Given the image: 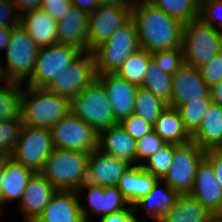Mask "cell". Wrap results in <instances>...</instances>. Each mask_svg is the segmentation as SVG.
I'll use <instances>...</instances> for the list:
<instances>
[{
	"instance_id": "cell-25",
	"label": "cell",
	"mask_w": 222,
	"mask_h": 222,
	"mask_svg": "<svg viewBox=\"0 0 222 222\" xmlns=\"http://www.w3.org/2000/svg\"><path fill=\"white\" fill-rule=\"evenodd\" d=\"M159 179L139 165H131L120 177L117 185L130 206L144 198Z\"/></svg>"
},
{
	"instance_id": "cell-12",
	"label": "cell",
	"mask_w": 222,
	"mask_h": 222,
	"mask_svg": "<svg viewBox=\"0 0 222 222\" xmlns=\"http://www.w3.org/2000/svg\"><path fill=\"white\" fill-rule=\"evenodd\" d=\"M77 193L85 222H95L90 218L91 215L95 214V216H100L98 217L99 221L104 216L125 210L129 206V203L123 197L117 186H100L86 181L78 188ZM83 197L85 200L87 199V208L83 205Z\"/></svg>"
},
{
	"instance_id": "cell-6",
	"label": "cell",
	"mask_w": 222,
	"mask_h": 222,
	"mask_svg": "<svg viewBox=\"0 0 222 222\" xmlns=\"http://www.w3.org/2000/svg\"><path fill=\"white\" fill-rule=\"evenodd\" d=\"M139 48L136 24L131 18L92 51L96 75L116 73L122 63Z\"/></svg>"
},
{
	"instance_id": "cell-4",
	"label": "cell",
	"mask_w": 222,
	"mask_h": 222,
	"mask_svg": "<svg viewBox=\"0 0 222 222\" xmlns=\"http://www.w3.org/2000/svg\"><path fill=\"white\" fill-rule=\"evenodd\" d=\"M39 49L21 25L11 28L5 63L0 60L3 81L27 84L35 69Z\"/></svg>"
},
{
	"instance_id": "cell-43",
	"label": "cell",
	"mask_w": 222,
	"mask_h": 222,
	"mask_svg": "<svg viewBox=\"0 0 222 222\" xmlns=\"http://www.w3.org/2000/svg\"><path fill=\"white\" fill-rule=\"evenodd\" d=\"M20 19L12 0H0V27L15 28L20 26Z\"/></svg>"
},
{
	"instance_id": "cell-27",
	"label": "cell",
	"mask_w": 222,
	"mask_h": 222,
	"mask_svg": "<svg viewBox=\"0 0 222 222\" xmlns=\"http://www.w3.org/2000/svg\"><path fill=\"white\" fill-rule=\"evenodd\" d=\"M35 174L33 170L10 157L4 158V174L2 179V194L4 205L13 200H21L29 180Z\"/></svg>"
},
{
	"instance_id": "cell-11",
	"label": "cell",
	"mask_w": 222,
	"mask_h": 222,
	"mask_svg": "<svg viewBox=\"0 0 222 222\" xmlns=\"http://www.w3.org/2000/svg\"><path fill=\"white\" fill-rule=\"evenodd\" d=\"M204 157L205 151L192 140L177 145L172 165L162 180L179 194L190 193L197 167Z\"/></svg>"
},
{
	"instance_id": "cell-51",
	"label": "cell",
	"mask_w": 222,
	"mask_h": 222,
	"mask_svg": "<svg viewBox=\"0 0 222 222\" xmlns=\"http://www.w3.org/2000/svg\"><path fill=\"white\" fill-rule=\"evenodd\" d=\"M10 35L11 28L0 27V50H6V47L9 44Z\"/></svg>"
},
{
	"instance_id": "cell-26",
	"label": "cell",
	"mask_w": 222,
	"mask_h": 222,
	"mask_svg": "<svg viewBox=\"0 0 222 222\" xmlns=\"http://www.w3.org/2000/svg\"><path fill=\"white\" fill-rule=\"evenodd\" d=\"M191 136L204 151L222 149V106L211 103L200 127Z\"/></svg>"
},
{
	"instance_id": "cell-17",
	"label": "cell",
	"mask_w": 222,
	"mask_h": 222,
	"mask_svg": "<svg viewBox=\"0 0 222 222\" xmlns=\"http://www.w3.org/2000/svg\"><path fill=\"white\" fill-rule=\"evenodd\" d=\"M104 86L117 123L134 112L137 92L135 84L119 77L116 73H106L96 77Z\"/></svg>"
},
{
	"instance_id": "cell-22",
	"label": "cell",
	"mask_w": 222,
	"mask_h": 222,
	"mask_svg": "<svg viewBox=\"0 0 222 222\" xmlns=\"http://www.w3.org/2000/svg\"><path fill=\"white\" fill-rule=\"evenodd\" d=\"M37 220L39 222H85L77 191L57 190Z\"/></svg>"
},
{
	"instance_id": "cell-47",
	"label": "cell",
	"mask_w": 222,
	"mask_h": 222,
	"mask_svg": "<svg viewBox=\"0 0 222 222\" xmlns=\"http://www.w3.org/2000/svg\"><path fill=\"white\" fill-rule=\"evenodd\" d=\"M12 3L20 17L41 8L40 0H12Z\"/></svg>"
},
{
	"instance_id": "cell-5",
	"label": "cell",
	"mask_w": 222,
	"mask_h": 222,
	"mask_svg": "<svg viewBox=\"0 0 222 222\" xmlns=\"http://www.w3.org/2000/svg\"><path fill=\"white\" fill-rule=\"evenodd\" d=\"M181 47L184 63L199 68L222 50V31L196 18L183 24Z\"/></svg>"
},
{
	"instance_id": "cell-50",
	"label": "cell",
	"mask_w": 222,
	"mask_h": 222,
	"mask_svg": "<svg viewBox=\"0 0 222 222\" xmlns=\"http://www.w3.org/2000/svg\"><path fill=\"white\" fill-rule=\"evenodd\" d=\"M209 90L212 103L222 106V80L213 85Z\"/></svg>"
},
{
	"instance_id": "cell-1",
	"label": "cell",
	"mask_w": 222,
	"mask_h": 222,
	"mask_svg": "<svg viewBox=\"0 0 222 222\" xmlns=\"http://www.w3.org/2000/svg\"><path fill=\"white\" fill-rule=\"evenodd\" d=\"M140 48L150 53L182 48L183 23L142 0L132 9Z\"/></svg>"
},
{
	"instance_id": "cell-13",
	"label": "cell",
	"mask_w": 222,
	"mask_h": 222,
	"mask_svg": "<svg viewBox=\"0 0 222 222\" xmlns=\"http://www.w3.org/2000/svg\"><path fill=\"white\" fill-rule=\"evenodd\" d=\"M96 77L93 53L83 52L45 88L52 93L72 99Z\"/></svg>"
},
{
	"instance_id": "cell-21",
	"label": "cell",
	"mask_w": 222,
	"mask_h": 222,
	"mask_svg": "<svg viewBox=\"0 0 222 222\" xmlns=\"http://www.w3.org/2000/svg\"><path fill=\"white\" fill-rule=\"evenodd\" d=\"M57 189L40 173H35L24 189L18 209L23 219H38Z\"/></svg>"
},
{
	"instance_id": "cell-35",
	"label": "cell",
	"mask_w": 222,
	"mask_h": 222,
	"mask_svg": "<svg viewBox=\"0 0 222 222\" xmlns=\"http://www.w3.org/2000/svg\"><path fill=\"white\" fill-rule=\"evenodd\" d=\"M212 103L210 93L202 99L190 100L176 109L179 111L186 130L192 135L202 122L203 116Z\"/></svg>"
},
{
	"instance_id": "cell-29",
	"label": "cell",
	"mask_w": 222,
	"mask_h": 222,
	"mask_svg": "<svg viewBox=\"0 0 222 222\" xmlns=\"http://www.w3.org/2000/svg\"><path fill=\"white\" fill-rule=\"evenodd\" d=\"M153 131L166 143L185 144L192 140L176 108L167 107L155 121Z\"/></svg>"
},
{
	"instance_id": "cell-3",
	"label": "cell",
	"mask_w": 222,
	"mask_h": 222,
	"mask_svg": "<svg viewBox=\"0 0 222 222\" xmlns=\"http://www.w3.org/2000/svg\"><path fill=\"white\" fill-rule=\"evenodd\" d=\"M89 153L54 148L39 172L57 190L77 191L87 181Z\"/></svg>"
},
{
	"instance_id": "cell-48",
	"label": "cell",
	"mask_w": 222,
	"mask_h": 222,
	"mask_svg": "<svg viewBox=\"0 0 222 222\" xmlns=\"http://www.w3.org/2000/svg\"><path fill=\"white\" fill-rule=\"evenodd\" d=\"M142 0H98L99 4L133 9Z\"/></svg>"
},
{
	"instance_id": "cell-19",
	"label": "cell",
	"mask_w": 222,
	"mask_h": 222,
	"mask_svg": "<svg viewBox=\"0 0 222 222\" xmlns=\"http://www.w3.org/2000/svg\"><path fill=\"white\" fill-rule=\"evenodd\" d=\"M89 13L72 5L68 12L57 21L58 43L78 48L82 52L88 50Z\"/></svg>"
},
{
	"instance_id": "cell-10",
	"label": "cell",
	"mask_w": 222,
	"mask_h": 222,
	"mask_svg": "<svg viewBox=\"0 0 222 222\" xmlns=\"http://www.w3.org/2000/svg\"><path fill=\"white\" fill-rule=\"evenodd\" d=\"M82 53L76 47L59 43L40 48L32 77L25 86L45 88Z\"/></svg>"
},
{
	"instance_id": "cell-38",
	"label": "cell",
	"mask_w": 222,
	"mask_h": 222,
	"mask_svg": "<svg viewBox=\"0 0 222 222\" xmlns=\"http://www.w3.org/2000/svg\"><path fill=\"white\" fill-rule=\"evenodd\" d=\"M165 144L166 142L154 131L145 134L142 138L136 141V165L141 166Z\"/></svg>"
},
{
	"instance_id": "cell-16",
	"label": "cell",
	"mask_w": 222,
	"mask_h": 222,
	"mask_svg": "<svg viewBox=\"0 0 222 222\" xmlns=\"http://www.w3.org/2000/svg\"><path fill=\"white\" fill-rule=\"evenodd\" d=\"M213 216L222 211V187L212 164L204 157L196 170L190 192Z\"/></svg>"
},
{
	"instance_id": "cell-34",
	"label": "cell",
	"mask_w": 222,
	"mask_h": 222,
	"mask_svg": "<svg viewBox=\"0 0 222 222\" xmlns=\"http://www.w3.org/2000/svg\"><path fill=\"white\" fill-rule=\"evenodd\" d=\"M167 15L186 24L198 18L199 0H147Z\"/></svg>"
},
{
	"instance_id": "cell-23",
	"label": "cell",
	"mask_w": 222,
	"mask_h": 222,
	"mask_svg": "<svg viewBox=\"0 0 222 222\" xmlns=\"http://www.w3.org/2000/svg\"><path fill=\"white\" fill-rule=\"evenodd\" d=\"M98 149L136 165V140L117 123L98 133Z\"/></svg>"
},
{
	"instance_id": "cell-32",
	"label": "cell",
	"mask_w": 222,
	"mask_h": 222,
	"mask_svg": "<svg viewBox=\"0 0 222 222\" xmlns=\"http://www.w3.org/2000/svg\"><path fill=\"white\" fill-rule=\"evenodd\" d=\"M168 107V104L161 98L154 95L150 90L142 86L137 87L134 114L140 116L147 122L154 125L159 115Z\"/></svg>"
},
{
	"instance_id": "cell-53",
	"label": "cell",
	"mask_w": 222,
	"mask_h": 222,
	"mask_svg": "<svg viewBox=\"0 0 222 222\" xmlns=\"http://www.w3.org/2000/svg\"><path fill=\"white\" fill-rule=\"evenodd\" d=\"M208 222H220L219 218L217 216H214L211 220Z\"/></svg>"
},
{
	"instance_id": "cell-39",
	"label": "cell",
	"mask_w": 222,
	"mask_h": 222,
	"mask_svg": "<svg viewBox=\"0 0 222 222\" xmlns=\"http://www.w3.org/2000/svg\"><path fill=\"white\" fill-rule=\"evenodd\" d=\"M152 58L169 75H173L184 64L182 48L157 51L152 53Z\"/></svg>"
},
{
	"instance_id": "cell-40",
	"label": "cell",
	"mask_w": 222,
	"mask_h": 222,
	"mask_svg": "<svg viewBox=\"0 0 222 222\" xmlns=\"http://www.w3.org/2000/svg\"><path fill=\"white\" fill-rule=\"evenodd\" d=\"M198 18L222 31V0H199Z\"/></svg>"
},
{
	"instance_id": "cell-45",
	"label": "cell",
	"mask_w": 222,
	"mask_h": 222,
	"mask_svg": "<svg viewBox=\"0 0 222 222\" xmlns=\"http://www.w3.org/2000/svg\"><path fill=\"white\" fill-rule=\"evenodd\" d=\"M97 222H138V220L135 217L133 206L129 205L125 210L113 212Z\"/></svg>"
},
{
	"instance_id": "cell-46",
	"label": "cell",
	"mask_w": 222,
	"mask_h": 222,
	"mask_svg": "<svg viewBox=\"0 0 222 222\" xmlns=\"http://www.w3.org/2000/svg\"><path fill=\"white\" fill-rule=\"evenodd\" d=\"M205 158L212 164L217 180L222 187V149L205 151Z\"/></svg>"
},
{
	"instance_id": "cell-14",
	"label": "cell",
	"mask_w": 222,
	"mask_h": 222,
	"mask_svg": "<svg viewBox=\"0 0 222 222\" xmlns=\"http://www.w3.org/2000/svg\"><path fill=\"white\" fill-rule=\"evenodd\" d=\"M132 18V10L125 7L99 4L89 13L88 50L92 52L107 41L112 34Z\"/></svg>"
},
{
	"instance_id": "cell-36",
	"label": "cell",
	"mask_w": 222,
	"mask_h": 222,
	"mask_svg": "<svg viewBox=\"0 0 222 222\" xmlns=\"http://www.w3.org/2000/svg\"><path fill=\"white\" fill-rule=\"evenodd\" d=\"M176 144L166 143L157 150L141 167L158 179H163L172 165Z\"/></svg>"
},
{
	"instance_id": "cell-56",
	"label": "cell",
	"mask_w": 222,
	"mask_h": 222,
	"mask_svg": "<svg viewBox=\"0 0 222 222\" xmlns=\"http://www.w3.org/2000/svg\"><path fill=\"white\" fill-rule=\"evenodd\" d=\"M0 82L1 83L3 82V78H2V75H1V70H0Z\"/></svg>"
},
{
	"instance_id": "cell-20",
	"label": "cell",
	"mask_w": 222,
	"mask_h": 222,
	"mask_svg": "<svg viewBox=\"0 0 222 222\" xmlns=\"http://www.w3.org/2000/svg\"><path fill=\"white\" fill-rule=\"evenodd\" d=\"M178 195L179 193L177 191L173 190L163 180L159 179L152 190L133 205L136 219L138 222H145V220L142 219H144V216H147L149 220H152L150 222H160L163 215L176 202ZM139 210H141L142 214L145 212L143 217Z\"/></svg>"
},
{
	"instance_id": "cell-44",
	"label": "cell",
	"mask_w": 222,
	"mask_h": 222,
	"mask_svg": "<svg viewBox=\"0 0 222 222\" xmlns=\"http://www.w3.org/2000/svg\"><path fill=\"white\" fill-rule=\"evenodd\" d=\"M40 4L55 21H59L72 6L71 0H40Z\"/></svg>"
},
{
	"instance_id": "cell-54",
	"label": "cell",
	"mask_w": 222,
	"mask_h": 222,
	"mask_svg": "<svg viewBox=\"0 0 222 222\" xmlns=\"http://www.w3.org/2000/svg\"><path fill=\"white\" fill-rule=\"evenodd\" d=\"M23 222H39L36 219H23Z\"/></svg>"
},
{
	"instance_id": "cell-33",
	"label": "cell",
	"mask_w": 222,
	"mask_h": 222,
	"mask_svg": "<svg viewBox=\"0 0 222 222\" xmlns=\"http://www.w3.org/2000/svg\"><path fill=\"white\" fill-rule=\"evenodd\" d=\"M172 83V75L164 73L152 59L141 86L169 104L172 95Z\"/></svg>"
},
{
	"instance_id": "cell-8",
	"label": "cell",
	"mask_w": 222,
	"mask_h": 222,
	"mask_svg": "<svg viewBox=\"0 0 222 222\" xmlns=\"http://www.w3.org/2000/svg\"><path fill=\"white\" fill-rule=\"evenodd\" d=\"M53 150L49 128L23 124L15 148L9 157L39 173Z\"/></svg>"
},
{
	"instance_id": "cell-2",
	"label": "cell",
	"mask_w": 222,
	"mask_h": 222,
	"mask_svg": "<svg viewBox=\"0 0 222 222\" xmlns=\"http://www.w3.org/2000/svg\"><path fill=\"white\" fill-rule=\"evenodd\" d=\"M71 112V99L46 88L24 87L21 118L24 125L51 128Z\"/></svg>"
},
{
	"instance_id": "cell-42",
	"label": "cell",
	"mask_w": 222,
	"mask_h": 222,
	"mask_svg": "<svg viewBox=\"0 0 222 222\" xmlns=\"http://www.w3.org/2000/svg\"><path fill=\"white\" fill-rule=\"evenodd\" d=\"M124 130L136 141L142 138L145 134L153 131V125L140 116L132 113L127 118L119 122Z\"/></svg>"
},
{
	"instance_id": "cell-37",
	"label": "cell",
	"mask_w": 222,
	"mask_h": 222,
	"mask_svg": "<svg viewBox=\"0 0 222 222\" xmlns=\"http://www.w3.org/2000/svg\"><path fill=\"white\" fill-rule=\"evenodd\" d=\"M22 125V118L0 122V158H6L11 155Z\"/></svg>"
},
{
	"instance_id": "cell-24",
	"label": "cell",
	"mask_w": 222,
	"mask_h": 222,
	"mask_svg": "<svg viewBox=\"0 0 222 222\" xmlns=\"http://www.w3.org/2000/svg\"><path fill=\"white\" fill-rule=\"evenodd\" d=\"M20 25L39 48L58 43L57 21L42 8L21 16Z\"/></svg>"
},
{
	"instance_id": "cell-18",
	"label": "cell",
	"mask_w": 222,
	"mask_h": 222,
	"mask_svg": "<svg viewBox=\"0 0 222 222\" xmlns=\"http://www.w3.org/2000/svg\"><path fill=\"white\" fill-rule=\"evenodd\" d=\"M130 166L127 161L97 148L89 153L87 182L100 186H117L120 177Z\"/></svg>"
},
{
	"instance_id": "cell-31",
	"label": "cell",
	"mask_w": 222,
	"mask_h": 222,
	"mask_svg": "<svg viewBox=\"0 0 222 222\" xmlns=\"http://www.w3.org/2000/svg\"><path fill=\"white\" fill-rule=\"evenodd\" d=\"M152 59V53L139 48L122 63L116 74L129 83L141 86Z\"/></svg>"
},
{
	"instance_id": "cell-30",
	"label": "cell",
	"mask_w": 222,
	"mask_h": 222,
	"mask_svg": "<svg viewBox=\"0 0 222 222\" xmlns=\"http://www.w3.org/2000/svg\"><path fill=\"white\" fill-rule=\"evenodd\" d=\"M23 90L24 84L3 81L0 85V122L21 118Z\"/></svg>"
},
{
	"instance_id": "cell-28",
	"label": "cell",
	"mask_w": 222,
	"mask_h": 222,
	"mask_svg": "<svg viewBox=\"0 0 222 222\" xmlns=\"http://www.w3.org/2000/svg\"><path fill=\"white\" fill-rule=\"evenodd\" d=\"M214 216L190 193H181L160 222H208Z\"/></svg>"
},
{
	"instance_id": "cell-41",
	"label": "cell",
	"mask_w": 222,
	"mask_h": 222,
	"mask_svg": "<svg viewBox=\"0 0 222 222\" xmlns=\"http://www.w3.org/2000/svg\"><path fill=\"white\" fill-rule=\"evenodd\" d=\"M198 70L209 88L219 83L222 80V50Z\"/></svg>"
},
{
	"instance_id": "cell-52",
	"label": "cell",
	"mask_w": 222,
	"mask_h": 222,
	"mask_svg": "<svg viewBox=\"0 0 222 222\" xmlns=\"http://www.w3.org/2000/svg\"><path fill=\"white\" fill-rule=\"evenodd\" d=\"M4 174V158H0V215L4 214V203H3V194H2V179Z\"/></svg>"
},
{
	"instance_id": "cell-7",
	"label": "cell",
	"mask_w": 222,
	"mask_h": 222,
	"mask_svg": "<svg viewBox=\"0 0 222 222\" xmlns=\"http://www.w3.org/2000/svg\"><path fill=\"white\" fill-rule=\"evenodd\" d=\"M71 112L97 133L117 124L106 90L97 78L71 99Z\"/></svg>"
},
{
	"instance_id": "cell-49",
	"label": "cell",
	"mask_w": 222,
	"mask_h": 222,
	"mask_svg": "<svg viewBox=\"0 0 222 222\" xmlns=\"http://www.w3.org/2000/svg\"><path fill=\"white\" fill-rule=\"evenodd\" d=\"M72 5L88 13L93 12L99 6L98 0H71Z\"/></svg>"
},
{
	"instance_id": "cell-15",
	"label": "cell",
	"mask_w": 222,
	"mask_h": 222,
	"mask_svg": "<svg viewBox=\"0 0 222 222\" xmlns=\"http://www.w3.org/2000/svg\"><path fill=\"white\" fill-rule=\"evenodd\" d=\"M171 108H177L190 100L202 99L210 93V88L202 79L198 68L183 64L172 75Z\"/></svg>"
},
{
	"instance_id": "cell-55",
	"label": "cell",
	"mask_w": 222,
	"mask_h": 222,
	"mask_svg": "<svg viewBox=\"0 0 222 222\" xmlns=\"http://www.w3.org/2000/svg\"><path fill=\"white\" fill-rule=\"evenodd\" d=\"M217 217L219 218L220 222H222V211L217 215Z\"/></svg>"
},
{
	"instance_id": "cell-9",
	"label": "cell",
	"mask_w": 222,
	"mask_h": 222,
	"mask_svg": "<svg viewBox=\"0 0 222 222\" xmlns=\"http://www.w3.org/2000/svg\"><path fill=\"white\" fill-rule=\"evenodd\" d=\"M54 148L91 153L98 148L97 131L70 112L51 128Z\"/></svg>"
}]
</instances>
